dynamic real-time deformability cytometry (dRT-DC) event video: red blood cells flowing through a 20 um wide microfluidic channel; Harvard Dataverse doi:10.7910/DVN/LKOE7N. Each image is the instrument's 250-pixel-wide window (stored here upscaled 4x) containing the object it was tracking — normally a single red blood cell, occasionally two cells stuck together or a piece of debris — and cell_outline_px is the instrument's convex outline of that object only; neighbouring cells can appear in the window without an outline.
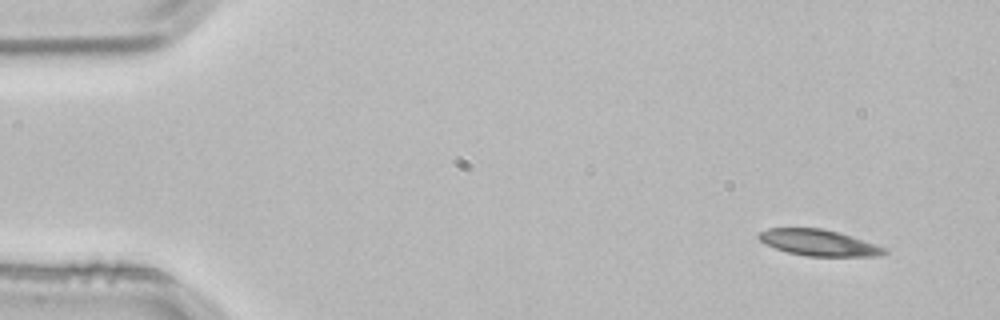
{"species": "common noctule bat (a hibernating species)", "species_latin": "Nyctalus noctula", "temperature_condition": "room temperature", "stored_images_in_passage": 4, "camera_frame_rate_fps": 3000, "um_per_image_px": 0.085, "animal": {"sex": "male", "body_mass_g": 21.5, "forearm_length_mm": 52.0}, "frame": {"image": 1, "passage_image": 1, "time_ms": 0.0, "image_size_px": [1000, 320], "cell_outline_px": [[888, 252], [880, 256], [808, 256], [788, 252], [764, 244], [756, 236], [760, 232], [768, 228], [824, 228], [840, 232], [884, 248]], "centroid_in_image_um": [69.55, 20.62], "position_along_channel_um": 15.5, "area_um2": 19.02}}
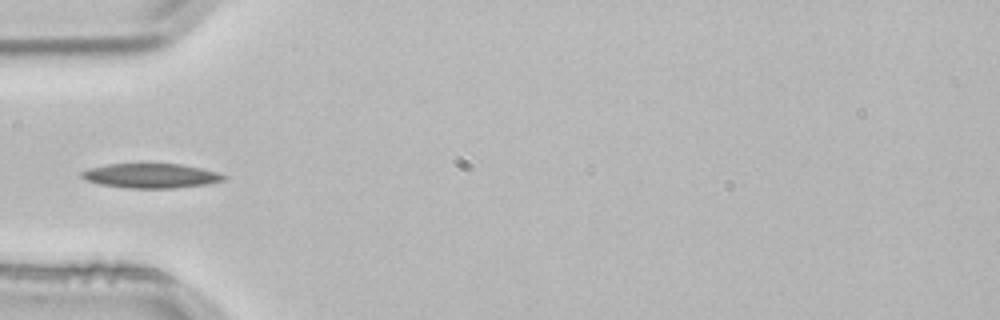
{"frame": {"image": 2, "passage_image": 4, "time_ms": 1.0, "image_size_px": [1000, 320], "cell_outline_px": [[228, 180], [208, 184], [172, 188], [128, 188], [100, 184], [88, 180], [80, 176], [80, 172], [88, 168], [108, 164], [180, 164], [200, 168], [216, 172], [228, 176]], "centroid_in_image_um": [12.86, 14.94], "position_along_channel_um": 72.1, "area_um2": 20.29}}